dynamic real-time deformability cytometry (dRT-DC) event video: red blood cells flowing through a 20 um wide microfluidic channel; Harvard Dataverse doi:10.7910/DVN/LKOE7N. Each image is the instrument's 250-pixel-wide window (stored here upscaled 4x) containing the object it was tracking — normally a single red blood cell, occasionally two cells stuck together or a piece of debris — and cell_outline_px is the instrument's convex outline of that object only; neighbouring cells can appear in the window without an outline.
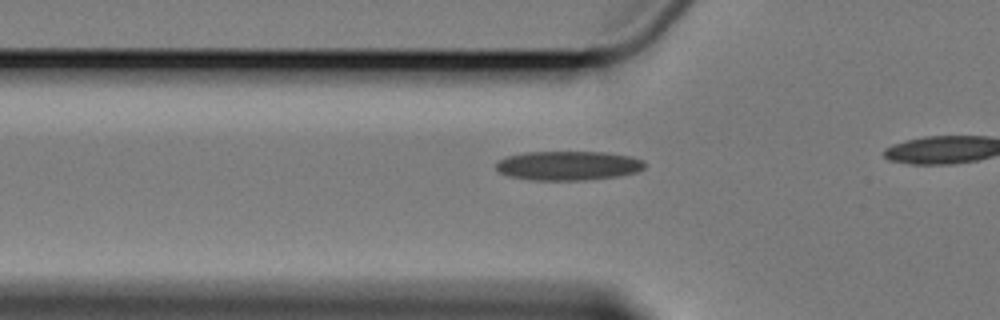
{"species": "Egyptian fruit bat (a non-hibernating species)", "species_latin": "Rousettus aegyptiacus", "temperature_condition": "cold", "stored_images_in_passage": 4, "camera_frame_rate_fps": 3000, "um_per_image_px": 0.085, "animal": {"sex": "female"}, "frame": {"image": 1, "passage_image": 4, "time_ms": 3.667, "image_size_px": [1000, 320], "cell_outline_px": [[644, 168], [636, 172], [620, 176], [584, 180], [528, 180], [508, 176], [500, 172], [496, 168], [496, 164], [504, 156], [524, 152], [608, 152], [632, 156], [644, 160]], "centroid_in_image_um": [48.3, 14.07], "position_along_channel_um": 77.5, "area_um2": 25.61}}